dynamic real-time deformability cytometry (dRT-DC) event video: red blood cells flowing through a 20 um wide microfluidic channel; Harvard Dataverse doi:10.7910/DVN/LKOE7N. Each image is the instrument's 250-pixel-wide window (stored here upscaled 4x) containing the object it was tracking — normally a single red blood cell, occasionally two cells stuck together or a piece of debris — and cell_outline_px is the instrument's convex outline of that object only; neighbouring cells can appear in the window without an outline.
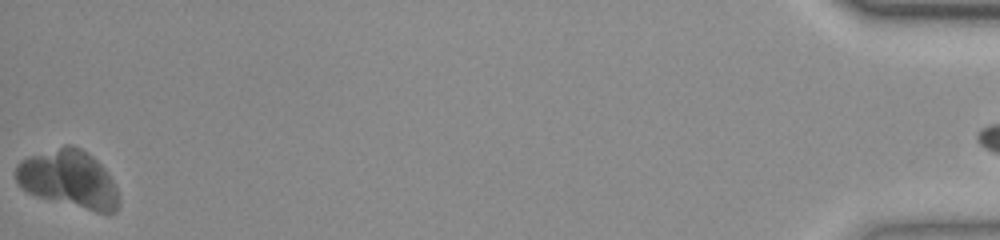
{"species": "common noctule bat (a hibernating species)", "species_latin": "Nyctalus noctula", "temperature_condition": "room temperature", "stored_images_in_passage": 45, "segment_of_instrument_passage": [2, 2], "camera_frame_rate_fps": 3000, "um_per_image_px": 0.085, "animal": {"sex": "female", "body_mass_g": 23.0, "forearm_length_mm": 53.4}, "frame": {"image": 1, "passage_image": 45, "time_ms": 14.667, "image_size_px": [1000, 240], "cell_outline_px": [[120, 204], [116, 212], [96, 212], [36, 196], [28, 192], [16, 180], [16, 164], [20, 160], [28, 156], [64, 144], [68, 144], [80, 148], [96, 160], [100, 164], [116, 188], [120, 200]], "centroid_in_image_um": [5.82, 15.21], "position_along_channel_um": 429.4, "area_um2": 34.33}}